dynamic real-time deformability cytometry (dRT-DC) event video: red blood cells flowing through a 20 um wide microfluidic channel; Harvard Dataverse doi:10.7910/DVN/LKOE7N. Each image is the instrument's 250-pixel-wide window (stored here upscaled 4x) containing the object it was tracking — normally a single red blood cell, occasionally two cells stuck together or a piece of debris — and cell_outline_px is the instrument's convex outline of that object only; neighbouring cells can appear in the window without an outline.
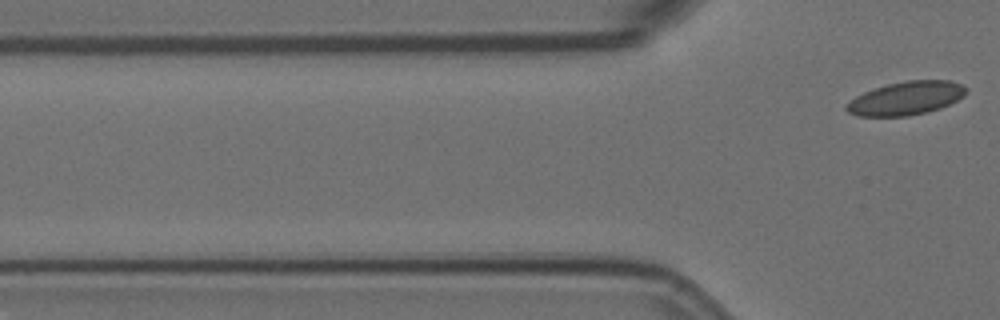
{"species": "Egyptian fruit bat (a non-hibernating species)", "species_latin": "Rousettus aegyptiacus", "temperature_condition": "room temperature", "stored_images_in_passage": 5, "camera_frame_rate_fps": 3000, "um_per_image_px": 0.085, "animal": {"sex": "female"}, "frame": {"image": 1, "passage_image": 5, "time_ms": 1.333, "image_size_px": [1000, 320], "cell_outline_px": [[968, 92], [964, 96], [940, 108], [928, 112], [908, 116], [856, 116], [848, 112], [844, 108], [844, 104], [856, 96], [864, 92], [888, 84], [908, 80], [952, 80], [968, 88]], "centroid_in_image_um": [77.01, 8.35], "position_along_channel_um": 48.8, "area_um2": 23.41}}